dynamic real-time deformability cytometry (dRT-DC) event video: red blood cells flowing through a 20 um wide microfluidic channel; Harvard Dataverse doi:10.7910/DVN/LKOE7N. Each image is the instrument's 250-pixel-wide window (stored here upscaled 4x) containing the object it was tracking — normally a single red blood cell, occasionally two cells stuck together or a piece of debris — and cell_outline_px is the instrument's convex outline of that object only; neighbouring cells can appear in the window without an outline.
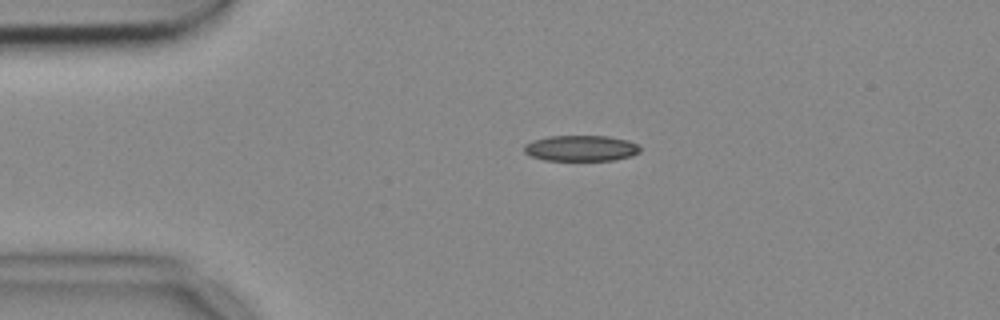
{"species": "common noctule bat (a hibernating species)", "species_latin": "Nyctalus noctula", "temperature_condition": "cold", "stored_images_in_passage": 2, "camera_frame_rate_fps": 3000, "um_per_image_px": 0.085, "animal": {"sex": "female", "body_mass_g": 18.4}, "frame": {"image": 1, "passage_image": 1, "time_ms": 0.0, "image_size_px": [1000, 320], "cell_outline_px": [[640, 152], [632, 156], [612, 160], [544, 160], [532, 156], [524, 152], [524, 144], [532, 140], [548, 136], [608, 136], [628, 140], [636, 144], [640, 148]], "centroid_in_image_um": [49.37, 12.59], "position_along_channel_um": 35.6, "area_um2": 17.46}}